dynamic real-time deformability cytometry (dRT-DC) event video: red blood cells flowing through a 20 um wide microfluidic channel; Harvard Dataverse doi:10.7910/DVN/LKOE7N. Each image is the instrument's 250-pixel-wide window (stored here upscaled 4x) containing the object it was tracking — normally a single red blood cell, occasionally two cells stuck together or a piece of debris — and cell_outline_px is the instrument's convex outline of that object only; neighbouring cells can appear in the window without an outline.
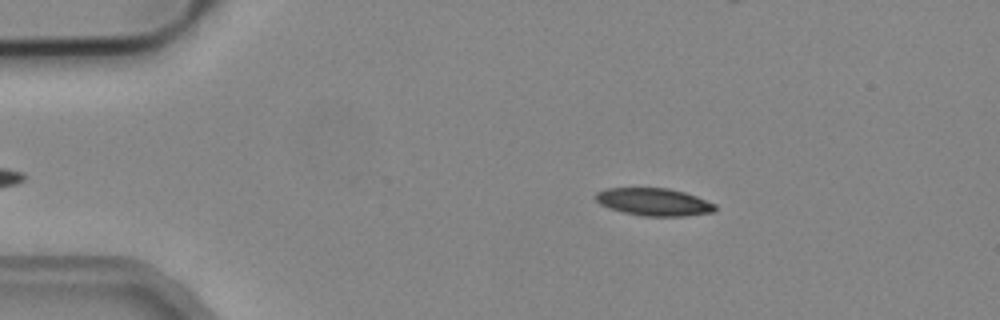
{"species": "common noctule bat (a hibernating species)", "species_latin": "Nyctalus noctula", "temperature_condition": "cold", "stored_images_in_passage": 3, "camera_frame_rate_fps": 3000, "um_per_image_px": 0.085, "animal": {"sex": "male", "body_mass_g": 19.2, "forearm_length_mm": 51.8}, "frame": {"image": 1, "passage_image": 1, "time_ms": 0.0, "image_size_px": [1000, 320], "cell_outline_px": [[716, 212], [684, 216], [644, 216], [624, 212], [608, 208], [600, 204], [596, 200], [596, 192], [604, 188], [668, 188], [684, 192], [696, 196], [716, 204]], "centroid_in_image_um": [55.59, 17.16], "position_along_channel_um": 29.4, "area_um2": 19.25}}